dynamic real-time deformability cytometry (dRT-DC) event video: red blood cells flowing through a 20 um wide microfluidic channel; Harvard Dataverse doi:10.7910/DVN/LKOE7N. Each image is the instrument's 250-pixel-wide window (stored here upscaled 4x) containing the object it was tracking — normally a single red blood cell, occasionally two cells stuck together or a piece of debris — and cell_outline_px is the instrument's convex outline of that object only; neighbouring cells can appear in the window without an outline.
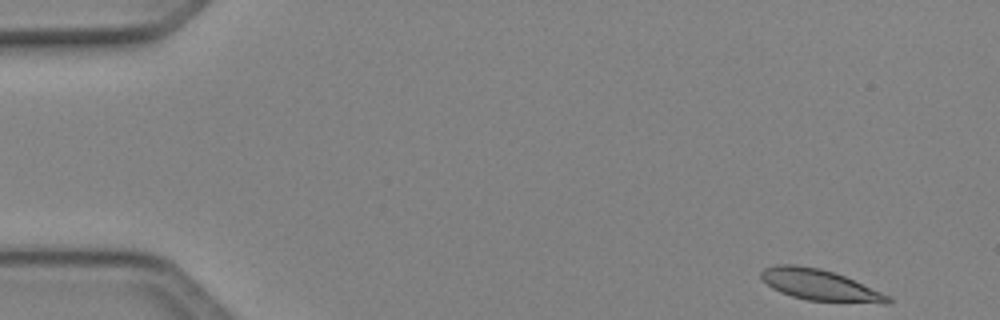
{"species": "Egyptian fruit bat (a non-hibernating species)", "species_latin": "Rousettus aegyptiacus", "temperature_condition": "cold", "stored_images_in_passage": 47, "camera_frame_rate_fps": 3000, "um_per_image_px": 0.085, "animal": {"sex": "female"}, "frame": {"image": 1, "passage_image": 1, "time_ms": 0.0, "image_size_px": [1000, 320], "cell_outline_px": [[892, 304], [884, 304], [808, 300], [792, 296], [780, 292], [772, 288], [760, 276], [760, 272], [764, 268], [776, 264], [796, 264], [820, 268], [844, 276], [880, 292], [888, 296], [892, 300]], "centroid_in_image_um": [69.66, 24.23], "position_along_channel_um": 15.3, "area_um2": 22.77}}
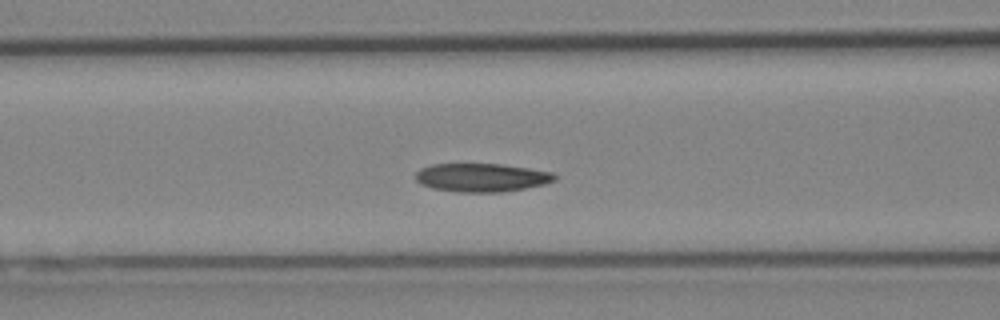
{"frame": {"image": 2, "passage_image": 18, "time_ms": 5.667, "image_size_px": [1000, 320], "cell_outline_px": [[556, 180], [544, 184], [524, 188], [500, 192], [460, 192], [432, 188], [420, 184], [416, 180], [416, 172], [420, 168], [432, 164], [500, 164], [528, 168], [552, 172], [556, 176]], "centroid_in_image_um": [40.91, 15.09], "position_along_channel_um": 125.7, "area_um2": 22.95}}
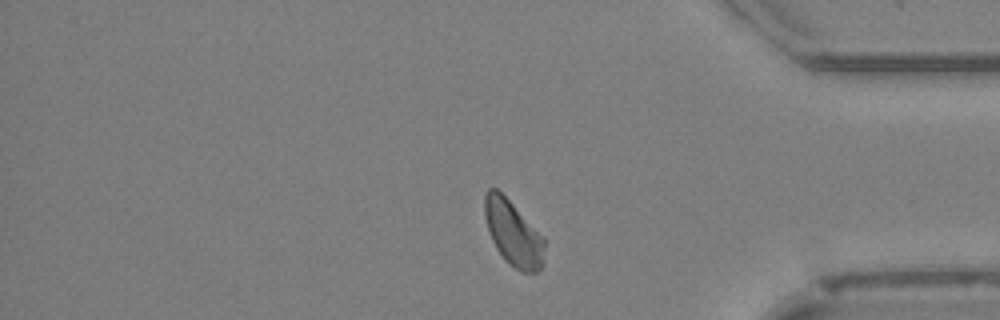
{"frame": {"image": 3, "passage_image": 39, "time_ms": 12.667, "image_size_px": [1000, 320], "cell_outline_px": [[544, 248], [540, 268], [536, 272], [520, 272], [508, 264], [504, 260], [496, 248], [492, 240], [484, 216], [484, 196], [488, 188], [496, 188], [544, 236]], "centroid_in_image_um": [43.6, 19.83], "position_along_channel_um": 391.6, "area_um2": 22.48}, "authors_computed_cell_mechanics": {"area_um2": 22.7732, "velocity_mm_per_s": 4.0775, "shape_relaxation_time_tau1_ms": 6.1811, "shape_relaxation_time_tau2_ms": 6.7097, "deformation_change_tau1": 0.109, "deformation_change_tau2": 0.1131}}